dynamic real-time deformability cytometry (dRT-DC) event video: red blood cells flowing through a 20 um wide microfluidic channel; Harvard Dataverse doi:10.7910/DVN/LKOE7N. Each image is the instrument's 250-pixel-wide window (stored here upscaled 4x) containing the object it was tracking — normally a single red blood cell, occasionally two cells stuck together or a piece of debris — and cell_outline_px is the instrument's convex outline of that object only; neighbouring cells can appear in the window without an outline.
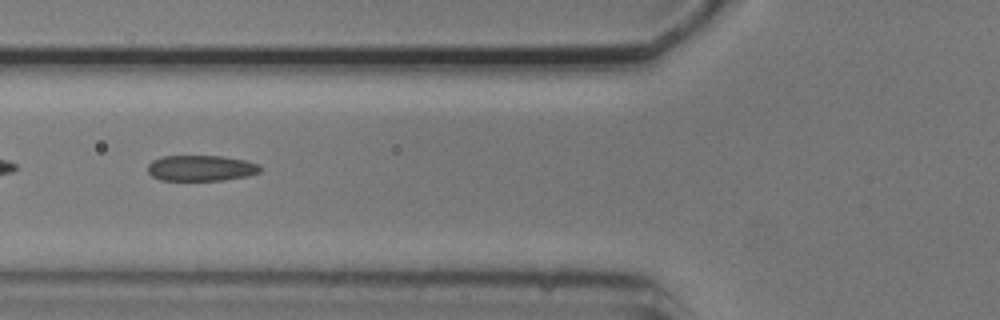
{"species": "common noctule bat (a hibernating species)", "species_latin": "Nyctalus noctula", "temperature_condition": "cold", "stored_images_in_passage": 40, "camera_frame_rate_fps": 3000, "um_per_image_px": 0.085, "animal": {"sex": "male", "body_mass_g": 20.5, "forearm_length_mm": 52.5}, "frame": {"image": 1, "passage_image": 7, "time_ms": 2.0, "image_size_px": [1000, 320], "cell_outline_px": [[260, 172], [248, 176], [224, 180], [160, 180], [152, 176], [148, 172], [148, 164], [152, 160], [160, 156], [220, 156], [244, 160], [260, 164]], "centroid_in_image_um": [17.07, 14.29], "position_along_channel_um": 108.7, "area_um2": 16.94}}
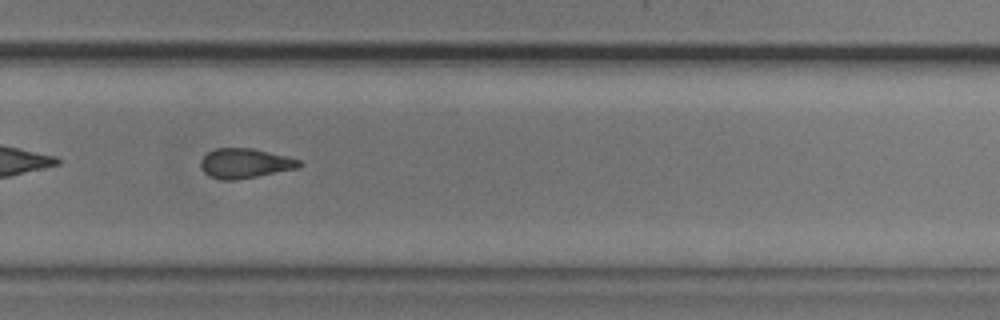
{"frame": {"image": 2, "passage_image": 23, "time_ms": 7.333, "image_size_px": [1000, 320], "cell_outline_px": [[304, 164], [296, 168], [256, 176], [232, 180], [220, 180], [208, 176], [200, 168], [200, 160], [208, 152], [216, 148], [252, 148], [288, 156], [300, 160]], "centroid_in_image_um": [20.79, 13.87], "position_along_channel_um": 309.0, "area_um2": 17.05}}
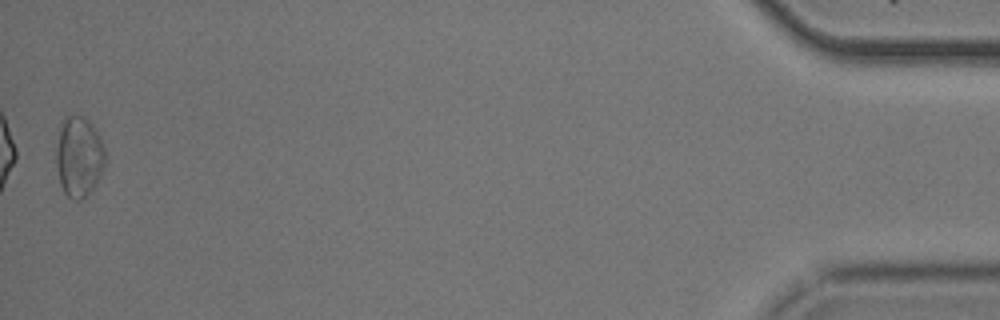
{"frame": {"image": 3, "passage_image": 40, "time_ms": 13.0, "image_size_px": [1000, 320], "cell_outline_px": [[104, 168], [96, 184], [80, 200], [76, 200], [68, 196], [64, 192], [60, 184], [56, 164], [56, 148], [64, 116], [84, 116], [96, 128], [100, 136], [104, 148]], "centroid_in_image_um": [6.71, 13.3], "position_along_channel_um": 428.5, "area_um2": 22.77}, "authors_computed_cell_mechanics": {"area_um2": 17.4845, "velocity_mm_per_s": 3.7587, "shape_relaxation_time_tau1_ms": 4.7338, "shape_relaxation_time_tau2_ms": 1.3277, "deformation_change_tau1": 0.1307, "deformation_change_tau2": 0.0756}}